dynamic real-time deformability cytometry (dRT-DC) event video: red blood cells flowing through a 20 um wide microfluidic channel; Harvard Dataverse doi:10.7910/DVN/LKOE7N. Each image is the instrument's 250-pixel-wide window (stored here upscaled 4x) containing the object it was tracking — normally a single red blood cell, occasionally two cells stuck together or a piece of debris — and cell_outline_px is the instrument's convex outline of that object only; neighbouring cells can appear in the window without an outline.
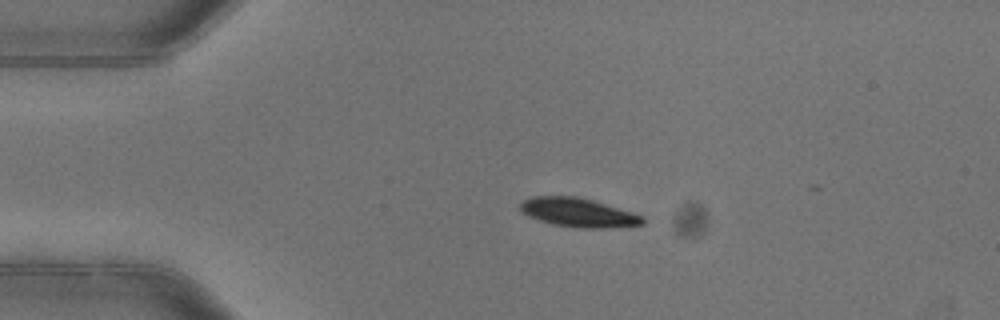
{"species": "common noctule bat (a hibernating species)", "species_latin": "Nyctalus noctula", "temperature_condition": "warm", "stored_images_in_passage": 3, "camera_frame_rate_fps": 3000, "um_per_image_px": 0.085, "animal": {"sex": "female"}, "frame": {"image": 1, "passage_image": 2, "time_ms": 0.333, "image_size_px": [1000, 320], "cell_outline_px": [[644, 224], [600, 228], [580, 228], [556, 224], [540, 220], [528, 216], [520, 212], [520, 204], [524, 200], [532, 196], [576, 196], [592, 200], [632, 212], [644, 216]], "centroid_in_image_um": [49.13, 18.05], "position_along_channel_um": 35.9, "area_um2": 20.35}}